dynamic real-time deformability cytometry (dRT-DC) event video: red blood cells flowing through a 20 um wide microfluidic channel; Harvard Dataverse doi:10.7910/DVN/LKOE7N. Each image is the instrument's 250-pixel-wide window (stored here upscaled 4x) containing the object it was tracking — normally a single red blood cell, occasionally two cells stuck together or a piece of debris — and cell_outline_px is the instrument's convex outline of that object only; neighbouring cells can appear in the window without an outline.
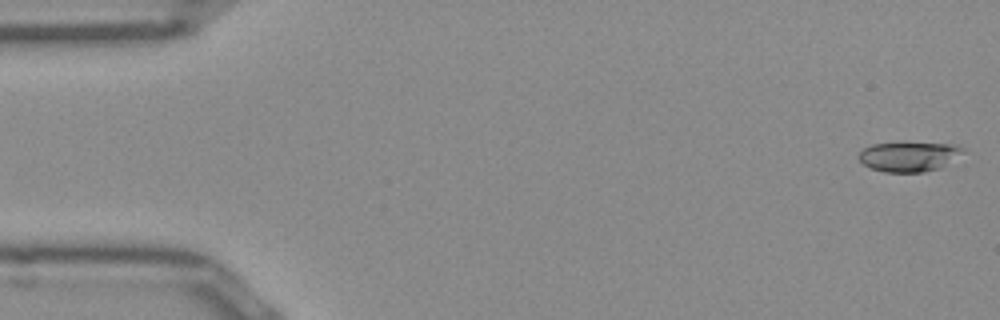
{"species": "Egyptian fruit bat (a non-hibernating species)", "species_latin": "Rousettus aegyptiacus", "temperature_condition": "room temperature", "stored_images_in_passage": 51, "camera_frame_rate_fps": 3000, "um_per_image_px": 0.085, "frame": {"image": 1, "passage_image": 1, "time_ms": 0.0, "image_size_px": [1000, 320], "cell_outline_px": [[964, 152], [940, 168], [924, 172], [884, 172], [872, 168], [864, 164], [856, 156], [864, 148], [872, 144], [956, 144], [964, 148]], "centroid_in_image_um": [77.25, 13.33], "position_along_channel_um": 7.7, "area_um2": 17.63}}
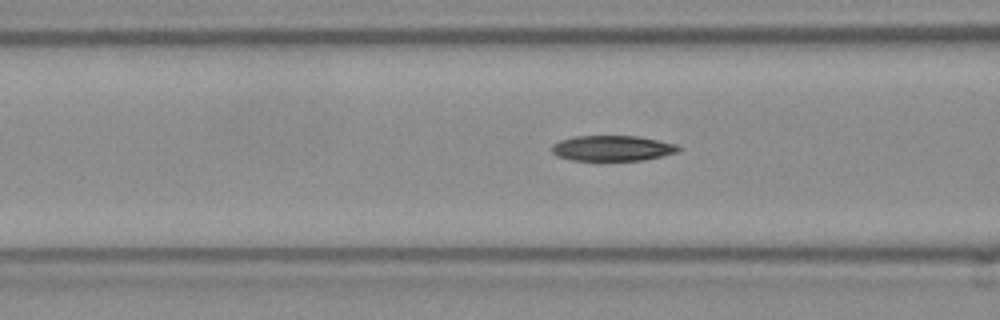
{"frame": {"image": 2, "passage_image": 19, "time_ms": 6.0, "image_size_px": [1000, 320], "cell_outline_px": [[680, 148], [676, 152], [644, 160], [572, 160], [556, 156], [552, 152], [552, 144], [560, 140], [572, 136], [636, 136], [676, 144]], "centroid_in_image_um": [51.99, 12.59], "position_along_channel_um": 114.6, "area_um2": 18.61}}
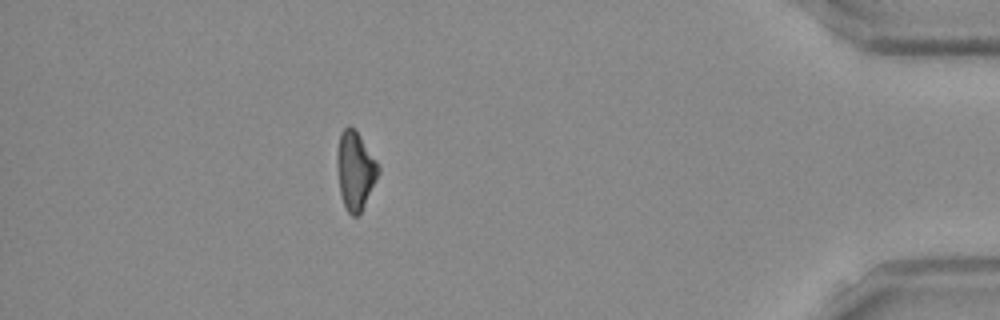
{"frame": {"image": 3, "passage_image": 45, "time_ms": 14.667, "image_size_px": [1000, 320], "cell_outline_px": [[380, 172], [360, 212], [356, 216], [352, 216], [348, 212], [344, 204], [340, 192], [336, 164], [336, 156], [340, 132], [348, 124], [356, 132], [376, 160], [380, 168]], "centroid_in_image_um": [30.17, 14.48], "position_along_channel_um": 405.0, "area_um2": 18.44}, "authors_computed_cell_mechanics": {"area_um2": 18.9584, "velocity_mm_per_s": 3.9547, "shape_relaxation_time_tau1_ms": 6.1045, "shape_relaxation_time_tau2_ms": 4.6903, "deformation_change_tau1": 0.1746, "deformation_change_tau2": 0.1328}}